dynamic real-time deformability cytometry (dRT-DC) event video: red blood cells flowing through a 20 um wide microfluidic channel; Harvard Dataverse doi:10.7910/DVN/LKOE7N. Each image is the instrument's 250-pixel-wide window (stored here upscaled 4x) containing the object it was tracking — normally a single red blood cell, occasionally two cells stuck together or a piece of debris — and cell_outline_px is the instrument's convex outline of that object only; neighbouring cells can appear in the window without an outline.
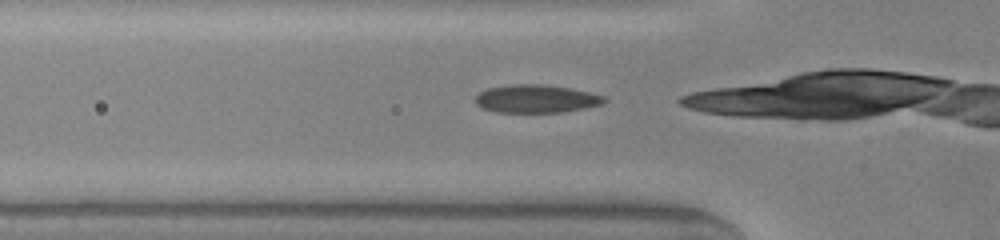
{"species": "common noctule bat (a hibernating species)", "species_latin": "Nyctalus noctula", "temperature_condition": "warm", "stored_images_in_passage": 10, "camera_frame_rate_fps": 3000, "um_per_image_px": 0.085, "animal": {"sex": "male", "body_mass_g": 20.0, "forearm_length_mm": 53.3}, "frame": {"image": 1, "passage_image": 2, "time_ms": 0.333, "image_size_px": [1000, 240], "cell_outline_px": [[608, 100], [604, 104], [584, 108], [560, 112], [496, 112], [484, 108], [476, 104], [476, 96], [480, 92], [488, 88], [512, 84], [540, 84], [572, 88], [604, 96]], "centroid_in_image_um": [45.6, 8.39], "position_along_channel_um": 80.2, "area_um2": 20.98}}
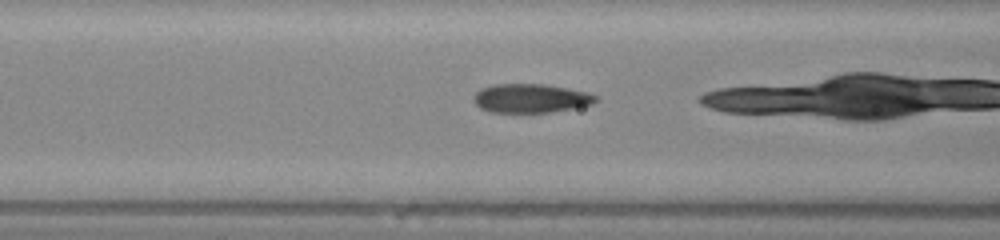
{"frame": {"image": 2, "passage_image": 5, "time_ms": 1.333, "image_size_px": [1000, 240], "cell_outline_px": [[596, 100], [592, 104], [552, 112], [492, 112], [480, 108], [472, 100], [472, 96], [480, 88], [496, 84], [544, 84], [584, 92], [596, 96]], "centroid_in_image_um": [45.03, 8.35], "position_along_channel_um": 121.6, "area_um2": 20.29}}